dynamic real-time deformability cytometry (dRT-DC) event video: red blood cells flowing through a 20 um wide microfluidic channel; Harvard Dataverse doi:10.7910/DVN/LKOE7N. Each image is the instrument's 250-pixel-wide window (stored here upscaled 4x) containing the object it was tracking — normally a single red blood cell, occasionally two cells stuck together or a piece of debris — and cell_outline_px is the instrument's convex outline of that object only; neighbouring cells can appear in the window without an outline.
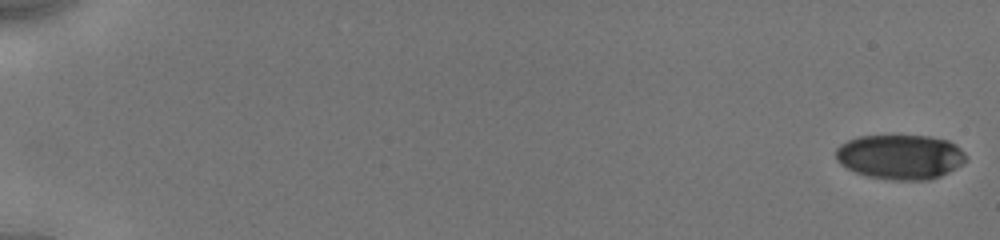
{"species": "human", "species_latin": "Homo sapiens", "temperature_condition": "cold", "stored_images_in_passage": 40, "camera_frame_rate_fps": 3000, "um_per_image_px": 0.085, "donor": {"sex": "male"}, "frame": {"image": 1, "passage_image": 1, "time_ms": 0.0, "image_size_px": [1000, 240], "cell_outline_px": [[968, 160], [956, 168], [940, 176], [928, 180], [892, 180], [868, 176], [856, 172], [840, 164], [836, 160], [836, 148], [840, 144], [848, 140], [860, 136], [928, 136], [948, 140], [956, 144], [964, 152]], "centroid_in_image_um": [76.54, 13.33], "position_along_channel_um": 8.5, "area_um2": 33.99}}
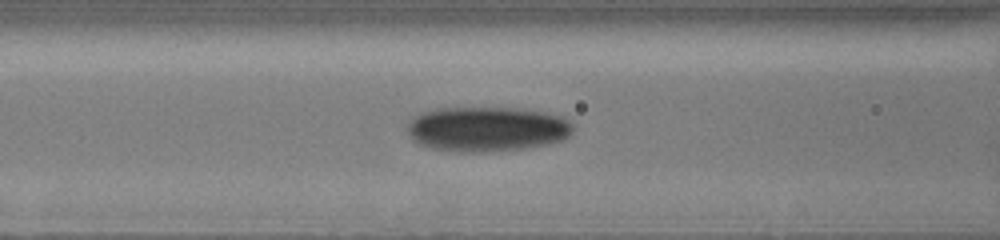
{"frame": {"image": 2, "passage_image": 26, "time_ms": 8.0, "image_size_px": [1000, 240], "cell_outline_px": [[572, 132], [564, 140], [548, 144], [528, 148], [484, 152], [460, 152], [432, 148], [420, 144], [412, 140], [408, 132], [408, 120], [412, 116], [436, 108], [520, 108], [544, 112], [560, 116], [568, 120], [572, 124]], "centroid_in_image_um": [41.38, 10.97], "position_along_channel_um": 125.2, "area_um2": 43.58}}
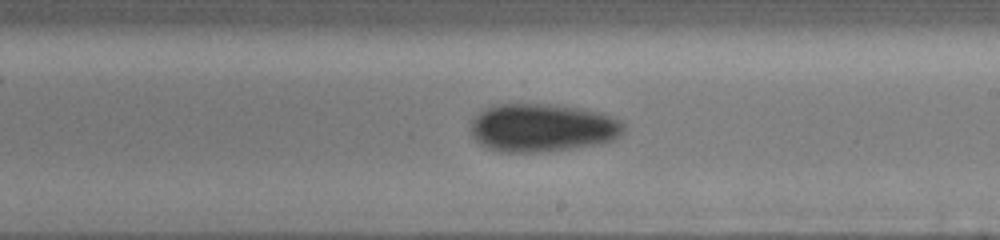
{"frame": {"image": 3, "passage_image": 39, "time_ms": 11.0, "image_size_px": [1000, 240], "cell_outline_px": [[624, 132], [620, 136], [612, 140], [600, 144], [548, 152], [500, 152], [488, 148], [480, 144], [472, 136], [468, 128], [472, 120], [484, 108], [496, 104], [556, 104], [584, 108], [600, 112], [612, 116], [620, 120], [624, 124]], "centroid_in_image_um": [46.1, 10.86], "position_along_channel_um": 242.9, "area_um2": 43.7}}